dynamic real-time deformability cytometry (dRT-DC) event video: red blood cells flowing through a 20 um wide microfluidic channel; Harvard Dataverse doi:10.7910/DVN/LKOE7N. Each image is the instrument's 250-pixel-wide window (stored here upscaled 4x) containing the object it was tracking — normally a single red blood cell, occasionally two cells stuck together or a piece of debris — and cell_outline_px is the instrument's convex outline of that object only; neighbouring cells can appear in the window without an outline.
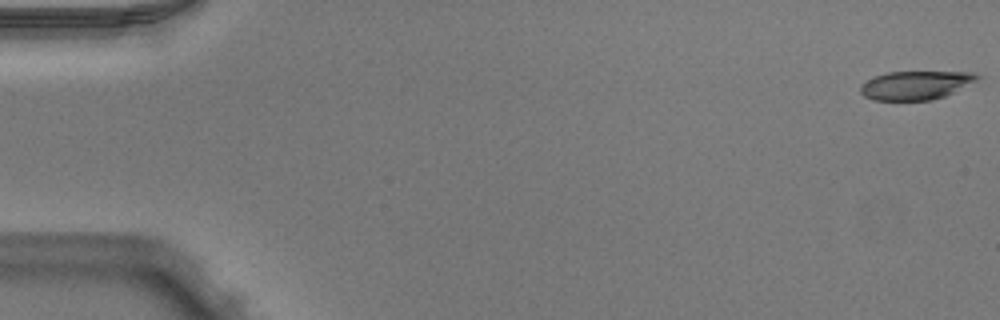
{"species": "Egyptian fruit bat (a non-hibernating species)", "species_latin": "Rousettus aegyptiacus", "temperature_condition": "warm", "stored_images_in_passage": 51, "camera_frame_rate_fps": 3000, "um_per_image_px": 0.085, "animal": {"sex": "male"}, "frame": {"image": 1, "passage_image": 1, "time_ms": 0.0, "image_size_px": [1000, 320], "cell_outline_px": [[980, 76], [976, 80], [944, 96], [932, 100], [872, 100], [864, 96], [860, 92], [860, 88], [868, 80], [876, 76], [888, 72], [976, 72]], "centroid_in_image_um": [77.82, 7.24], "position_along_channel_um": 7.2, "area_um2": 19.13}}
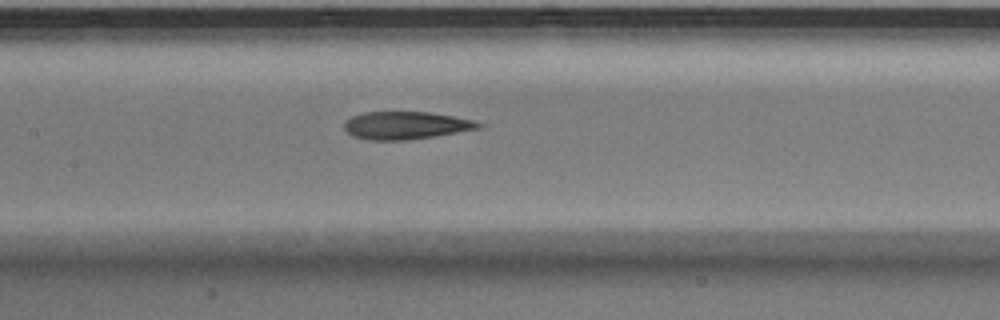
{"frame": {"image": 2, "passage_image": 25, "time_ms": 8.0, "image_size_px": [1000, 320], "cell_outline_px": [[488, 124], [484, 128], [408, 140], [368, 140], [352, 136], [344, 128], [344, 124], [352, 116], [364, 112], [428, 112], [476, 120]], "centroid_in_image_um": [34.58, 10.66], "position_along_channel_um": 172.8, "area_um2": 21.85}}
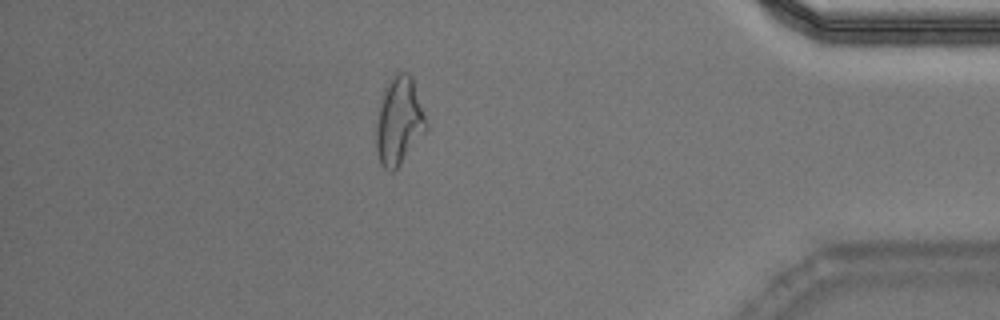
{"frame": {"image": 3, "passage_image": 45, "time_ms": 14.667, "image_size_px": [1000, 320], "cell_outline_px": [[428, 128], [400, 164], [392, 172], [384, 168], [380, 164], [376, 148], [376, 124], [380, 96], [388, 80], [396, 72], [408, 72], [412, 76], [428, 124]], "centroid_in_image_um": [33.9, 10.25], "position_along_channel_um": 401.3, "area_um2": 25.78}, "authors_computed_cell_mechanics": {"area_um2": 22.542, "velocity_mm_per_s": 3.9848, "shape_relaxation_time_tau1_ms": null, "shape_relaxation_time_tau2_ms": 2.9421, "deformation_change_tau1": null, "deformation_change_tau2": 0.1364}}